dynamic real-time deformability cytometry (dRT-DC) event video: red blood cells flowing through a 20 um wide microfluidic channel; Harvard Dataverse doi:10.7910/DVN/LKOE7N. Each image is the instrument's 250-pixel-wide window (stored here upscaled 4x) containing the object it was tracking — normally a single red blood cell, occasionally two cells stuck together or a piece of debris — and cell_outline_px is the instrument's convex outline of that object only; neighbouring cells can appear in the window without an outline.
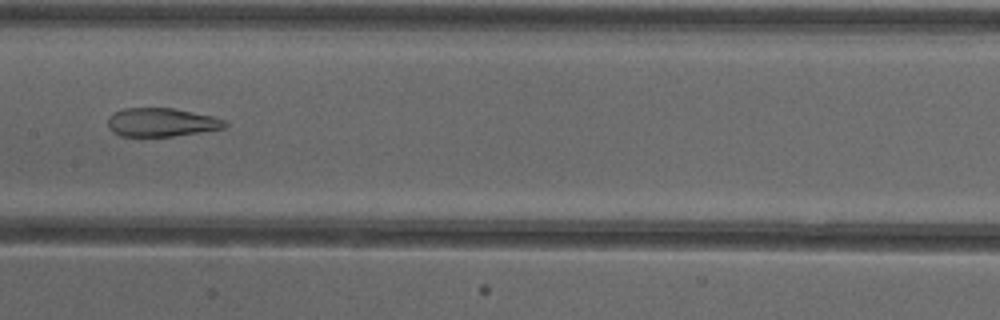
{"species": "common noctule bat (a hibernating species)", "species_latin": "Nyctalus noctula", "temperature_condition": "cold", "stored_images_in_passage": 40, "camera_frame_rate_fps": 3000, "um_per_image_px": 0.085, "animal": {"sex": "female"}, "frame": {"image": 1, "passage_image": 18, "time_ms": 5.667, "image_size_px": [1000, 320], "cell_outline_px": [[228, 124], [224, 128], [172, 136], [120, 136], [112, 132], [108, 128], [108, 116], [112, 112], [124, 108], [172, 108], [212, 116], [224, 120]], "centroid_in_image_um": [13.66, 10.39], "position_along_channel_um": 193.7, "area_um2": 19.42}}
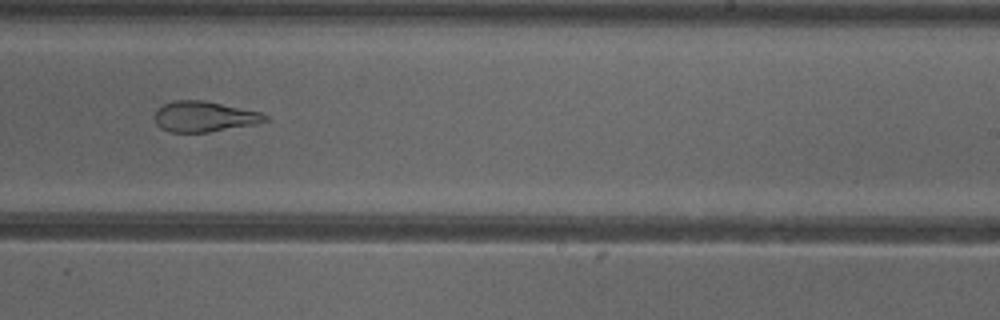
{"frame": {"image": 2, "passage_image": 24, "time_ms": 7.667, "image_size_px": [1000, 320], "cell_outline_px": [[268, 120], [256, 124], [208, 132], [168, 132], [160, 128], [156, 124], [156, 108], [172, 100], [204, 100], [260, 112], [268, 116]], "centroid_in_image_um": [17.34, 9.91], "position_along_channel_um": 271.7, "area_um2": 19.65}}
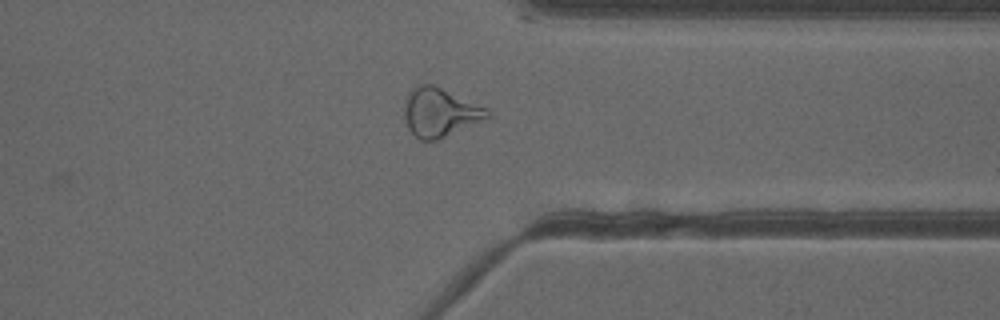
{"frame": {"image": 3, "passage_image": 32, "time_ms": 10.333, "image_size_px": [1000, 320], "cell_outline_px": [[492, 120], [436, 140], [420, 140], [408, 128], [404, 116], [404, 104], [408, 92], [412, 88], [420, 84], [432, 84], [488, 108], [492, 112]], "centroid_in_image_um": [37.49, 9.57], "position_along_channel_um": 373.9, "area_um2": 24.22}, "authors_computed_cell_mechanics": {"area_um2": 22.5131, "velocity_mm_per_s": 3.9217, "shape_relaxation_time_tau1_ms": null, "shape_relaxation_time_tau2_ms": 2.0976, "deformation_change_tau1": null, "deformation_change_tau2": 0.1163}}